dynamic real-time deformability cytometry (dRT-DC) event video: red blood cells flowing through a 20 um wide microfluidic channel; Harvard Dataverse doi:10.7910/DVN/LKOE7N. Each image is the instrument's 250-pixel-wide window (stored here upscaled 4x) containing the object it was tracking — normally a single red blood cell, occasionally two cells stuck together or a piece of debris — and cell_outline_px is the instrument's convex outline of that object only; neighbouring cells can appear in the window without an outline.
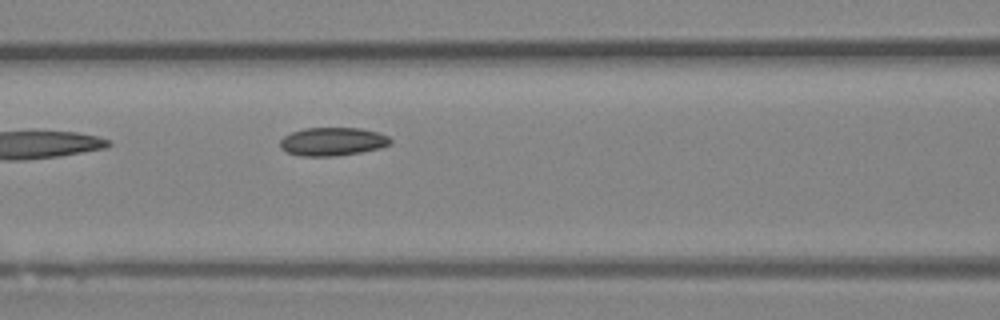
{"species": "Egyptian fruit bat (a non-hibernating species)", "species_latin": "Rousettus aegyptiacus", "temperature_condition": "room temperature", "stored_images_in_passage": 6, "camera_frame_rate_fps": 3000, "um_per_image_px": 0.085, "animal": {"sex": "female"}, "frame": {"image": 1, "passage_image": 6, "time_ms": 1.667, "image_size_px": [1000, 320], "cell_outline_px": [[392, 144], [380, 148], [360, 152], [336, 156], [300, 156], [288, 152], [280, 148], [280, 140], [284, 136], [292, 132], [304, 128], [360, 128], [376, 132], [388, 136], [392, 140]], "centroid_in_image_um": [28.27, 12.03], "position_along_channel_um": 138.3, "area_um2": 18.21}}